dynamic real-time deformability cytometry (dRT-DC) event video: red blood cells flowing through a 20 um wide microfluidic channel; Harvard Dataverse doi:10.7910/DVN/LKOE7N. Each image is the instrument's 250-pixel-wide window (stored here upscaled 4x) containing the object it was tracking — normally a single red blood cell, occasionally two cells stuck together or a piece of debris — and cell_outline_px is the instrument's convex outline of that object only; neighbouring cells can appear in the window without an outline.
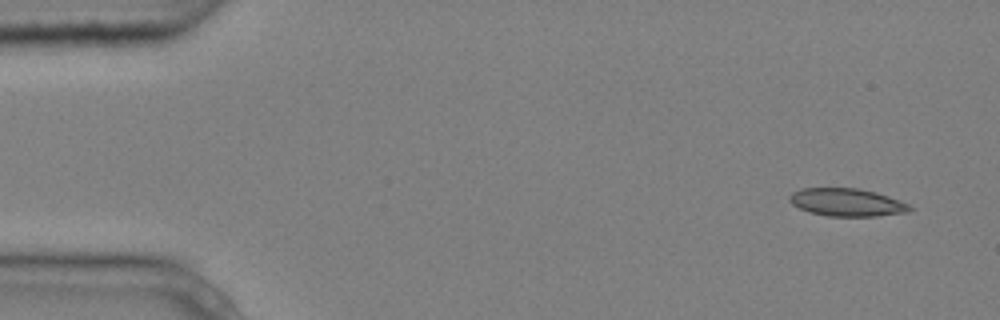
{"species": "common noctule bat (a hibernating species)", "species_latin": "Nyctalus noctula", "temperature_condition": "cold", "stored_images_in_passage": 6, "camera_frame_rate_fps": 3000, "um_per_image_px": 0.085, "animal": {"sex": "male", "body_mass_g": 20.4}, "frame": {"image": 1, "passage_image": 1, "time_ms": 0.0, "image_size_px": [1000, 320], "cell_outline_px": [[916, 208], [908, 212], [876, 216], [828, 216], [808, 212], [792, 204], [788, 200], [788, 196], [792, 192], [800, 188], [860, 188], [876, 192], [888, 196], [908, 204]], "centroid_in_image_um": [71.97, 17.19], "position_along_channel_um": 13.0, "area_um2": 19.65}}
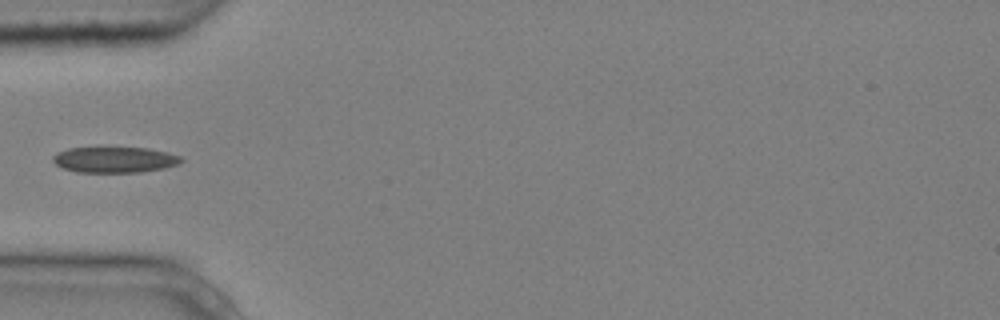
{"frame": {"image": 2, "passage_image": 5, "time_ms": 1.333, "image_size_px": [1000, 320], "cell_outline_px": [[184, 160], [180, 164], [164, 168], [140, 172], [76, 172], [64, 168], [56, 164], [52, 160], [52, 156], [56, 152], [68, 148], [100, 144], [148, 148], [168, 152], [180, 156]], "centroid_in_image_um": [9.71, 13.51], "position_along_channel_um": 75.3, "area_um2": 20.46}}
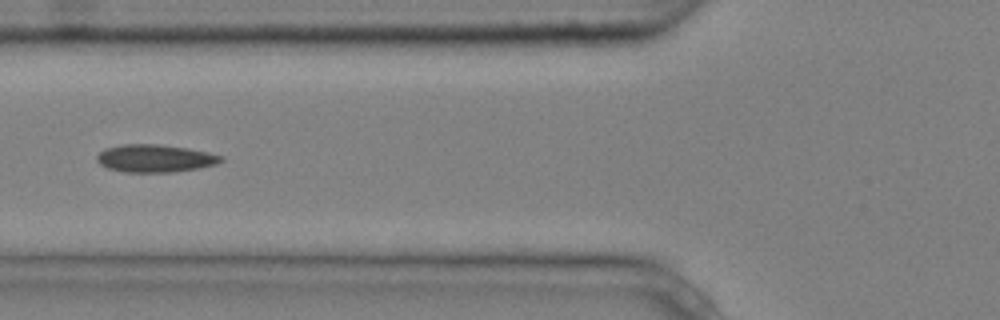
{"frame": {"image": 3, "passage_image": 6, "time_ms": 1.667, "image_size_px": [1000, 320], "cell_outline_px": [[224, 160], [216, 164], [200, 168], [172, 172], [124, 172], [108, 168], [100, 164], [96, 160], [96, 156], [104, 148], [120, 144], [160, 144], [188, 148], [208, 152], [224, 156]], "centroid_in_image_um": [13.18, 13.45], "position_along_channel_um": 112.6, "area_um2": 20.23}}